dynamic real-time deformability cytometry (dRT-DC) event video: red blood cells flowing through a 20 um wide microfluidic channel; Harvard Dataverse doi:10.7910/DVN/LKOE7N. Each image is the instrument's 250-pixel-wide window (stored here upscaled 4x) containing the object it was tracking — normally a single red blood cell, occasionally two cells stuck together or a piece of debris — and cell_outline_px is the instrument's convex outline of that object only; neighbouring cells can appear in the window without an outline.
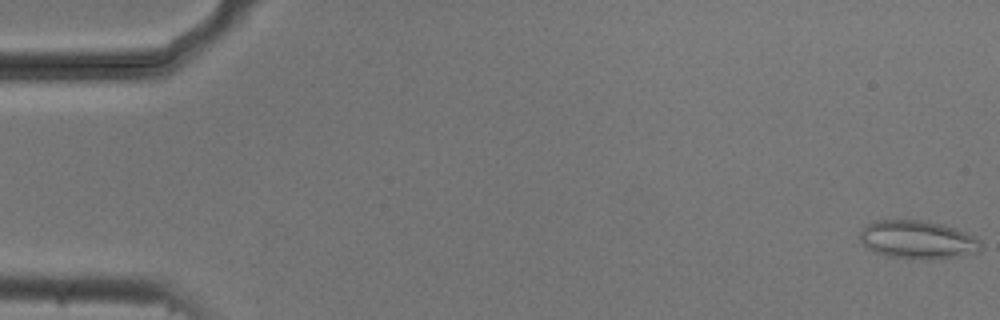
{"species": "common noctule bat (a hibernating species)", "species_latin": "Nyctalus noctula", "temperature_condition": "cold", "stored_images_in_passage": 53, "camera_frame_rate_fps": 3000, "um_per_image_px": 0.085, "animal": {"sex": "male", "body_mass_g": 20.5, "forearm_length_mm": 52.5}, "frame": {"image": 1, "passage_image": 1, "time_ms": 0.0, "image_size_px": [1000, 320], "cell_outline_px": [[980, 252], [960, 256], [924, 260], [916, 260], [888, 256], [876, 252], [868, 248], [860, 240], [860, 232], [864, 224], [876, 220], [924, 220], [944, 224], [956, 228], [976, 236], [980, 240]], "centroid_in_image_um": [78.01, 20.37], "position_along_channel_um": 7.0, "area_um2": 27.4}}
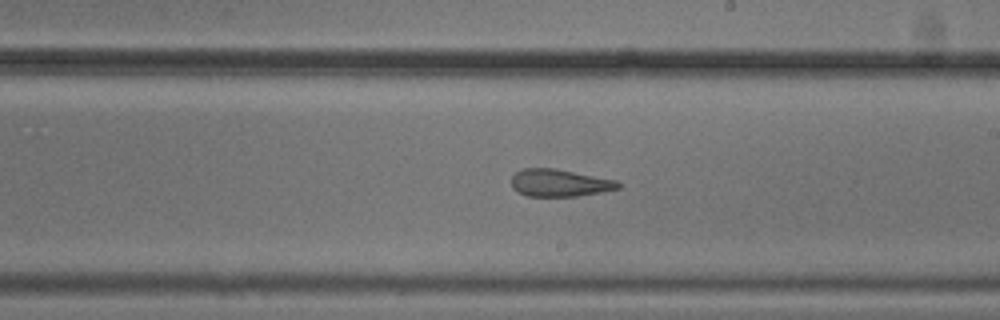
{"frame": {"image": 2, "passage_image": 31, "time_ms": 10.0, "image_size_px": [1000, 320], "cell_outline_px": [[620, 188], [604, 192], [576, 196], [528, 196], [516, 192], [512, 188], [512, 176], [520, 168], [552, 168], [616, 180], [620, 184]], "centroid_in_image_um": [47.53, 15.55], "position_along_channel_um": 241.5, "area_um2": 16.99}}
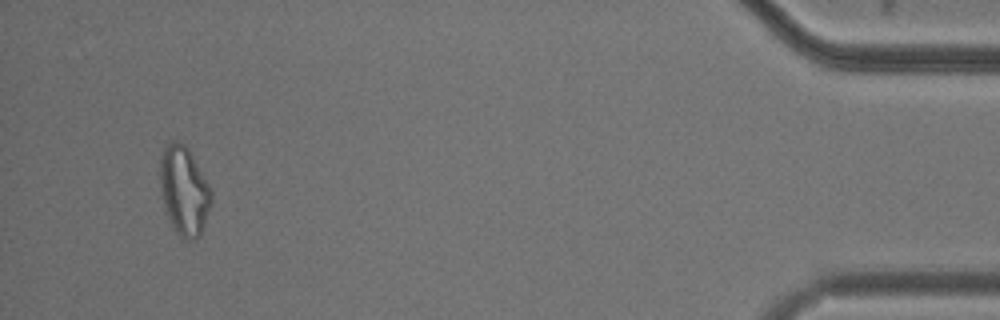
{"frame": {"image": 3, "passage_image": 51, "time_ms": 16.667, "image_size_px": [1000, 320], "cell_outline_px": [[212, 204], [200, 236], [196, 240], [184, 240], [172, 228], [164, 204], [160, 188], [160, 160], [164, 148], [168, 140], [180, 140], [188, 148], [208, 184], [212, 192]], "centroid_in_image_um": [15.65, 16.22], "position_along_channel_um": 419.6, "area_um2": 26.7}, "authors_computed_cell_mechanics": {"area_um2": 21.675, "velocity_mm_per_s": 3.774, "shape_relaxation_time_tau1_ms": null, "shape_relaxation_time_tau2_ms": 3.7323, "deformation_change_tau1": null, "deformation_change_tau2": 0.1252}}